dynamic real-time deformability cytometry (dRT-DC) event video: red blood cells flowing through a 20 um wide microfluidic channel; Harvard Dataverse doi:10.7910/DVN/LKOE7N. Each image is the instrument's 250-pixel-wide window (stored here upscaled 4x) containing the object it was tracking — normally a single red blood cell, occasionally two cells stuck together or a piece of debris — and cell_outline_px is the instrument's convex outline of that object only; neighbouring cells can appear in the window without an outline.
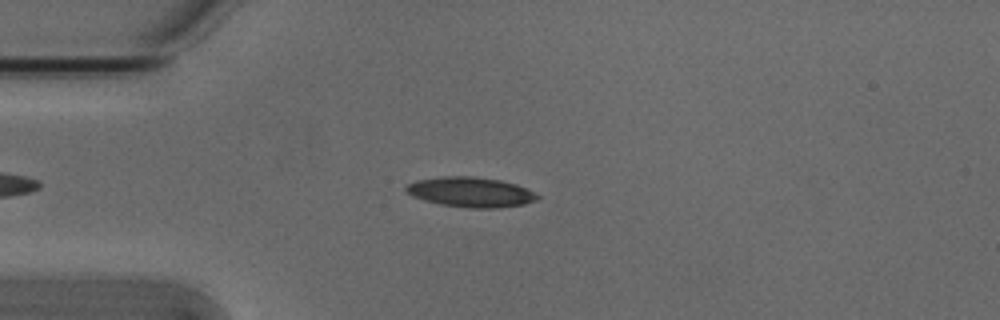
{"species": "Egyptian fruit bat (a non-hibernating species)", "species_latin": "Rousettus aegyptiacus", "temperature_condition": "cold", "stored_images_in_passage": 6, "camera_frame_rate_fps": 3000, "um_per_image_px": 0.085, "animal": {"sex": "male"}, "frame": {"image": 1, "passage_image": 4, "time_ms": 1.0, "image_size_px": [1000, 320], "cell_outline_px": [[540, 196], [536, 200], [524, 204], [496, 208], [468, 208], [440, 204], [424, 200], [412, 196], [404, 188], [408, 184], [416, 180], [444, 176], [472, 176], [500, 180], [516, 184], [536, 192]], "centroid_in_image_um": [40.02, 16.33], "position_along_channel_um": 45.0, "area_um2": 22.95}}
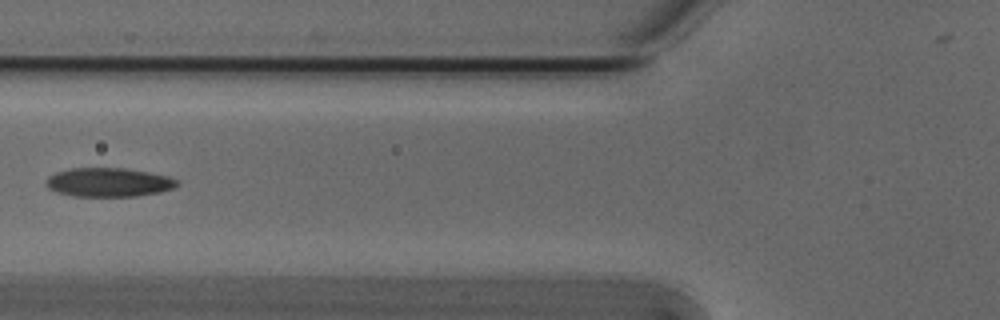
{"frame": {"image": 2, "passage_image": 6, "time_ms": 1.667, "image_size_px": [1000, 320], "cell_outline_px": [[180, 184], [172, 188], [160, 192], [136, 196], [72, 196], [56, 192], [48, 188], [44, 184], [48, 176], [56, 172], [72, 168], [124, 168], [148, 172], [168, 176], [176, 180]], "centroid_in_image_um": [9.2, 15.5], "position_along_channel_um": 116.6, "area_um2": 22.08}}